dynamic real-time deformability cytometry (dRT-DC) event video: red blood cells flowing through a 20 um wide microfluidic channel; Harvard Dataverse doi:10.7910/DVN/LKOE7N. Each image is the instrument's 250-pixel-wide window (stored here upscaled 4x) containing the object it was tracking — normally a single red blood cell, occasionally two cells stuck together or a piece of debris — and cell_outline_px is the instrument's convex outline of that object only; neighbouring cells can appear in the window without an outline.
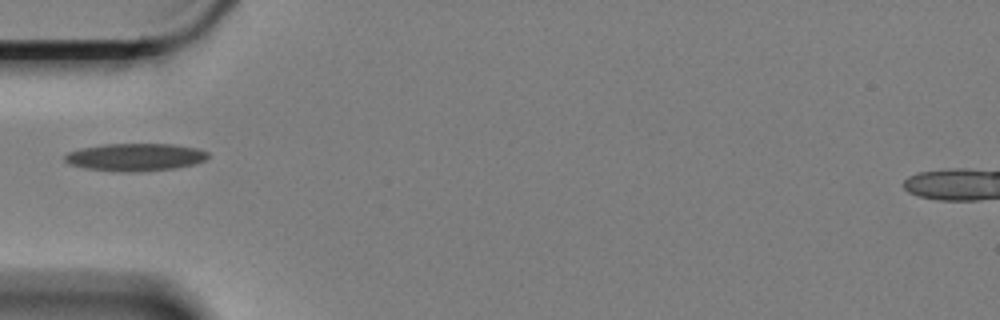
{"species": "Egyptian fruit bat (a non-hibernating species)", "species_latin": "Rousettus aegyptiacus", "temperature_condition": "cold", "stored_images_in_passage": 34, "camera_frame_rate_fps": 3000, "um_per_image_px": 0.085, "animal": {"sex": "female"}, "frame": {"image": 1, "passage_image": 1, "time_ms": 0.0, "image_size_px": [1000, 320], "cell_outline_px": [[208, 156], [204, 160], [196, 164], [176, 168], [140, 172], [124, 172], [84, 168], [68, 164], [64, 160], [64, 156], [68, 152], [84, 148], [104, 144], [172, 144], [196, 148], [208, 152]], "centroid_in_image_um": [11.5, 13.37], "position_along_channel_um": 73.5, "area_um2": 23.06}}
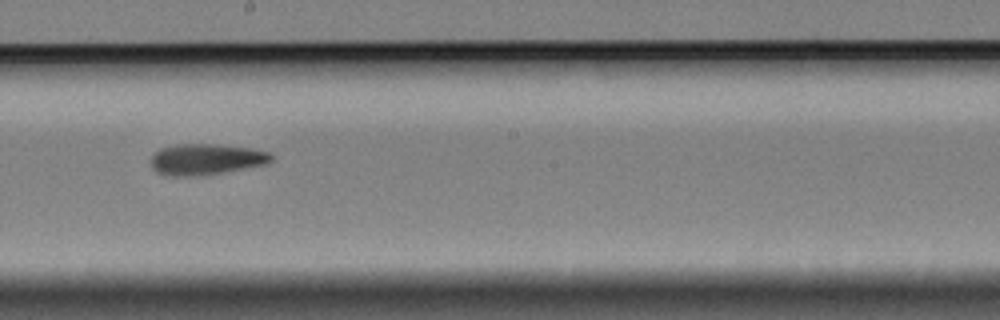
{"frame": {"image": 2, "passage_image": 15, "time_ms": 4.667, "image_size_px": [1000, 320], "cell_outline_px": [[272, 160], [268, 164], [196, 176], [168, 176], [156, 172], [152, 168], [152, 156], [160, 148], [176, 144], [216, 144], [252, 148], [268, 152], [272, 156]], "centroid_in_image_um": [17.5, 13.53], "position_along_channel_um": 230.7, "area_um2": 21.68}}
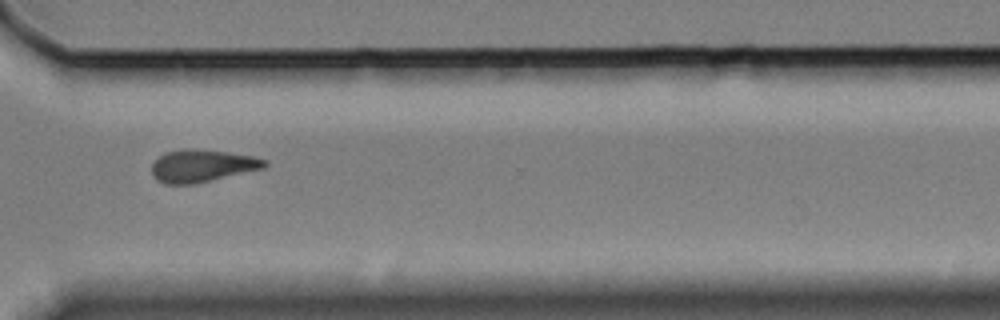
{"frame": {"image": 3, "passage_image": 26, "time_ms": 8.333, "image_size_px": [1000, 320], "cell_outline_px": [[268, 164], [264, 168], [192, 184], [164, 184], [156, 180], [152, 176], [152, 164], [164, 152], [184, 148], [192, 148], [224, 152], [252, 156], [264, 160]], "centroid_in_image_um": [17.11, 14.09], "position_along_channel_um": 353.5, "area_um2": 21.1}}